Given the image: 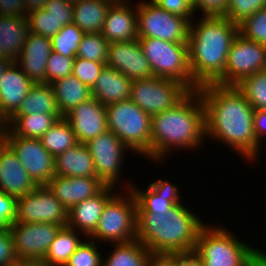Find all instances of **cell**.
Returning <instances> with one entry per match:
<instances>
[{
	"label": "cell",
	"instance_id": "cell-55",
	"mask_svg": "<svg viewBox=\"0 0 266 266\" xmlns=\"http://www.w3.org/2000/svg\"><path fill=\"white\" fill-rule=\"evenodd\" d=\"M12 61L8 58H0V79L2 77V74L4 70L7 68V66L11 63Z\"/></svg>",
	"mask_w": 266,
	"mask_h": 266
},
{
	"label": "cell",
	"instance_id": "cell-47",
	"mask_svg": "<svg viewBox=\"0 0 266 266\" xmlns=\"http://www.w3.org/2000/svg\"><path fill=\"white\" fill-rule=\"evenodd\" d=\"M193 14L201 11L202 16L223 15L228 0H190Z\"/></svg>",
	"mask_w": 266,
	"mask_h": 266
},
{
	"label": "cell",
	"instance_id": "cell-29",
	"mask_svg": "<svg viewBox=\"0 0 266 266\" xmlns=\"http://www.w3.org/2000/svg\"><path fill=\"white\" fill-rule=\"evenodd\" d=\"M105 0H81L73 4V23L84 33H101L109 7Z\"/></svg>",
	"mask_w": 266,
	"mask_h": 266
},
{
	"label": "cell",
	"instance_id": "cell-23",
	"mask_svg": "<svg viewBox=\"0 0 266 266\" xmlns=\"http://www.w3.org/2000/svg\"><path fill=\"white\" fill-rule=\"evenodd\" d=\"M115 186L107 185L99 194L74 205L68 210L67 227L82 232L87 238L95 231L103 208L115 193ZM113 190V191H112Z\"/></svg>",
	"mask_w": 266,
	"mask_h": 266
},
{
	"label": "cell",
	"instance_id": "cell-18",
	"mask_svg": "<svg viewBox=\"0 0 266 266\" xmlns=\"http://www.w3.org/2000/svg\"><path fill=\"white\" fill-rule=\"evenodd\" d=\"M131 185V183H126L124 189L131 188L133 191L137 203V212L157 216L167 214L181 200L178 187L168 180L157 179L149 183L146 190H139L141 188L136 187V184Z\"/></svg>",
	"mask_w": 266,
	"mask_h": 266
},
{
	"label": "cell",
	"instance_id": "cell-24",
	"mask_svg": "<svg viewBox=\"0 0 266 266\" xmlns=\"http://www.w3.org/2000/svg\"><path fill=\"white\" fill-rule=\"evenodd\" d=\"M101 33L109 43L138 39L137 4L111 5Z\"/></svg>",
	"mask_w": 266,
	"mask_h": 266
},
{
	"label": "cell",
	"instance_id": "cell-4",
	"mask_svg": "<svg viewBox=\"0 0 266 266\" xmlns=\"http://www.w3.org/2000/svg\"><path fill=\"white\" fill-rule=\"evenodd\" d=\"M182 202L163 215L137 212L136 239L152 255L192 256L198 233L205 223Z\"/></svg>",
	"mask_w": 266,
	"mask_h": 266
},
{
	"label": "cell",
	"instance_id": "cell-14",
	"mask_svg": "<svg viewBox=\"0 0 266 266\" xmlns=\"http://www.w3.org/2000/svg\"><path fill=\"white\" fill-rule=\"evenodd\" d=\"M67 214L68 210L47 186H38L34 191L16 199L15 222L66 226Z\"/></svg>",
	"mask_w": 266,
	"mask_h": 266
},
{
	"label": "cell",
	"instance_id": "cell-49",
	"mask_svg": "<svg viewBox=\"0 0 266 266\" xmlns=\"http://www.w3.org/2000/svg\"><path fill=\"white\" fill-rule=\"evenodd\" d=\"M25 0H0V16L27 17Z\"/></svg>",
	"mask_w": 266,
	"mask_h": 266
},
{
	"label": "cell",
	"instance_id": "cell-42",
	"mask_svg": "<svg viewBox=\"0 0 266 266\" xmlns=\"http://www.w3.org/2000/svg\"><path fill=\"white\" fill-rule=\"evenodd\" d=\"M74 59L52 51L46 65V84L72 75Z\"/></svg>",
	"mask_w": 266,
	"mask_h": 266
},
{
	"label": "cell",
	"instance_id": "cell-20",
	"mask_svg": "<svg viewBox=\"0 0 266 266\" xmlns=\"http://www.w3.org/2000/svg\"><path fill=\"white\" fill-rule=\"evenodd\" d=\"M69 210L85 199L99 194L107 185L98 177H64L55 175L46 185Z\"/></svg>",
	"mask_w": 266,
	"mask_h": 266
},
{
	"label": "cell",
	"instance_id": "cell-33",
	"mask_svg": "<svg viewBox=\"0 0 266 266\" xmlns=\"http://www.w3.org/2000/svg\"><path fill=\"white\" fill-rule=\"evenodd\" d=\"M113 250L103 258L102 266H145L152 253L137 239L112 243ZM106 259V260H105Z\"/></svg>",
	"mask_w": 266,
	"mask_h": 266
},
{
	"label": "cell",
	"instance_id": "cell-3",
	"mask_svg": "<svg viewBox=\"0 0 266 266\" xmlns=\"http://www.w3.org/2000/svg\"><path fill=\"white\" fill-rule=\"evenodd\" d=\"M200 17L198 23L191 21L188 38L193 91L224 75L227 54L239 34V25L222 15Z\"/></svg>",
	"mask_w": 266,
	"mask_h": 266
},
{
	"label": "cell",
	"instance_id": "cell-17",
	"mask_svg": "<svg viewBox=\"0 0 266 266\" xmlns=\"http://www.w3.org/2000/svg\"><path fill=\"white\" fill-rule=\"evenodd\" d=\"M106 66L119 71L132 81L153 76L138 39L109 43Z\"/></svg>",
	"mask_w": 266,
	"mask_h": 266
},
{
	"label": "cell",
	"instance_id": "cell-32",
	"mask_svg": "<svg viewBox=\"0 0 266 266\" xmlns=\"http://www.w3.org/2000/svg\"><path fill=\"white\" fill-rule=\"evenodd\" d=\"M61 114L50 84H34L14 115Z\"/></svg>",
	"mask_w": 266,
	"mask_h": 266
},
{
	"label": "cell",
	"instance_id": "cell-48",
	"mask_svg": "<svg viewBox=\"0 0 266 266\" xmlns=\"http://www.w3.org/2000/svg\"><path fill=\"white\" fill-rule=\"evenodd\" d=\"M157 5L162 9H165L168 12L173 14L183 16L190 21L193 20L191 1L190 0H153Z\"/></svg>",
	"mask_w": 266,
	"mask_h": 266
},
{
	"label": "cell",
	"instance_id": "cell-7",
	"mask_svg": "<svg viewBox=\"0 0 266 266\" xmlns=\"http://www.w3.org/2000/svg\"><path fill=\"white\" fill-rule=\"evenodd\" d=\"M125 192L123 195L114 193L108 199L95 231L87 239L111 242V244L136 239V198L131 188Z\"/></svg>",
	"mask_w": 266,
	"mask_h": 266
},
{
	"label": "cell",
	"instance_id": "cell-5",
	"mask_svg": "<svg viewBox=\"0 0 266 266\" xmlns=\"http://www.w3.org/2000/svg\"><path fill=\"white\" fill-rule=\"evenodd\" d=\"M223 227L204 225L191 257L199 266H250L259 249L238 240Z\"/></svg>",
	"mask_w": 266,
	"mask_h": 266
},
{
	"label": "cell",
	"instance_id": "cell-50",
	"mask_svg": "<svg viewBox=\"0 0 266 266\" xmlns=\"http://www.w3.org/2000/svg\"><path fill=\"white\" fill-rule=\"evenodd\" d=\"M254 132L258 141L259 153L262 148V139L264 138V135L266 137V110H258L254 112Z\"/></svg>",
	"mask_w": 266,
	"mask_h": 266
},
{
	"label": "cell",
	"instance_id": "cell-35",
	"mask_svg": "<svg viewBox=\"0 0 266 266\" xmlns=\"http://www.w3.org/2000/svg\"><path fill=\"white\" fill-rule=\"evenodd\" d=\"M235 86L255 111L266 110V70L244 77Z\"/></svg>",
	"mask_w": 266,
	"mask_h": 266
},
{
	"label": "cell",
	"instance_id": "cell-26",
	"mask_svg": "<svg viewBox=\"0 0 266 266\" xmlns=\"http://www.w3.org/2000/svg\"><path fill=\"white\" fill-rule=\"evenodd\" d=\"M55 175L64 177H97L95 163L85 144L78 143L55 157Z\"/></svg>",
	"mask_w": 266,
	"mask_h": 266
},
{
	"label": "cell",
	"instance_id": "cell-53",
	"mask_svg": "<svg viewBox=\"0 0 266 266\" xmlns=\"http://www.w3.org/2000/svg\"><path fill=\"white\" fill-rule=\"evenodd\" d=\"M252 263L255 266H266V252L264 253V251L259 250L255 254Z\"/></svg>",
	"mask_w": 266,
	"mask_h": 266
},
{
	"label": "cell",
	"instance_id": "cell-38",
	"mask_svg": "<svg viewBox=\"0 0 266 266\" xmlns=\"http://www.w3.org/2000/svg\"><path fill=\"white\" fill-rule=\"evenodd\" d=\"M239 34L247 40L266 46V8L258 10L241 22Z\"/></svg>",
	"mask_w": 266,
	"mask_h": 266
},
{
	"label": "cell",
	"instance_id": "cell-34",
	"mask_svg": "<svg viewBox=\"0 0 266 266\" xmlns=\"http://www.w3.org/2000/svg\"><path fill=\"white\" fill-rule=\"evenodd\" d=\"M40 141L54 158L78 144L70 123L64 117L57 120Z\"/></svg>",
	"mask_w": 266,
	"mask_h": 266
},
{
	"label": "cell",
	"instance_id": "cell-39",
	"mask_svg": "<svg viewBox=\"0 0 266 266\" xmlns=\"http://www.w3.org/2000/svg\"><path fill=\"white\" fill-rule=\"evenodd\" d=\"M27 20L30 32L50 39L62 28L59 22L44 8L29 12Z\"/></svg>",
	"mask_w": 266,
	"mask_h": 266
},
{
	"label": "cell",
	"instance_id": "cell-1",
	"mask_svg": "<svg viewBox=\"0 0 266 266\" xmlns=\"http://www.w3.org/2000/svg\"><path fill=\"white\" fill-rule=\"evenodd\" d=\"M205 108L206 138L235 149L247 161L257 160L255 109L235 85L209 83L198 88Z\"/></svg>",
	"mask_w": 266,
	"mask_h": 266
},
{
	"label": "cell",
	"instance_id": "cell-56",
	"mask_svg": "<svg viewBox=\"0 0 266 266\" xmlns=\"http://www.w3.org/2000/svg\"><path fill=\"white\" fill-rule=\"evenodd\" d=\"M105 1L109 2L112 5H115V4L120 5V4H129L130 3L129 0H105Z\"/></svg>",
	"mask_w": 266,
	"mask_h": 266
},
{
	"label": "cell",
	"instance_id": "cell-22",
	"mask_svg": "<svg viewBox=\"0 0 266 266\" xmlns=\"http://www.w3.org/2000/svg\"><path fill=\"white\" fill-rule=\"evenodd\" d=\"M51 52L50 38L29 31L22 53L14 62L34 84H46V65Z\"/></svg>",
	"mask_w": 266,
	"mask_h": 266
},
{
	"label": "cell",
	"instance_id": "cell-13",
	"mask_svg": "<svg viewBox=\"0 0 266 266\" xmlns=\"http://www.w3.org/2000/svg\"><path fill=\"white\" fill-rule=\"evenodd\" d=\"M263 70H266V46L238 34L227 54L224 75L216 84L236 85L244 77Z\"/></svg>",
	"mask_w": 266,
	"mask_h": 266
},
{
	"label": "cell",
	"instance_id": "cell-44",
	"mask_svg": "<svg viewBox=\"0 0 266 266\" xmlns=\"http://www.w3.org/2000/svg\"><path fill=\"white\" fill-rule=\"evenodd\" d=\"M44 9L48 11L60 26H65L73 22V3L68 0H48Z\"/></svg>",
	"mask_w": 266,
	"mask_h": 266
},
{
	"label": "cell",
	"instance_id": "cell-60",
	"mask_svg": "<svg viewBox=\"0 0 266 266\" xmlns=\"http://www.w3.org/2000/svg\"><path fill=\"white\" fill-rule=\"evenodd\" d=\"M70 3H76V2H79V1H81V0H68Z\"/></svg>",
	"mask_w": 266,
	"mask_h": 266
},
{
	"label": "cell",
	"instance_id": "cell-51",
	"mask_svg": "<svg viewBox=\"0 0 266 266\" xmlns=\"http://www.w3.org/2000/svg\"><path fill=\"white\" fill-rule=\"evenodd\" d=\"M182 258L178 255H151L145 266H176Z\"/></svg>",
	"mask_w": 266,
	"mask_h": 266
},
{
	"label": "cell",
	"instance_id": "cell-6",
	"mask_svg": "<svg viewBox=\"0 0 266 266\" xmlns=\"http://www.w3.org/2000/svg\"><path fill=\"white\" fill-rule=\"evenodd\" d=\"M107 129L137 155L151 159V116L127 99L106 106Z\"/></svg>",
	"mask_w": 266,
	"mask_h": 266
},
{
	"label": "cell",
	"instance_id": "cell-25",
	"mask_svg": "<svg viewBox=\"0 0 266 266\" xmlns=\"http://www.w3.org/2000/svg\"><path fill=\"white\" fill-rule=\"evenodd\" d=\"M131 85V79L105 65L91 88L92 96L102 105L108 106L129 99Z\"/></svg>",
	"mask_w": 266,
	"mask_h": 266
},
{
	"label": "cell",
	"instance_id": "cell-9",
	"mask_svg": "<svg viewBox=\"0 0 266 266\" xmlns=\"http://www.w3.org/2000/svg\"><path fill=\"white\" fill-rule=\"evenodd\" d=\"M149 1L137 4L138 37L188 43L191 21L162 9L153 0Z\"/></svg>",
	"mask_w": 266,
	"mask_h": 266
},
{
	"label": "cell",
	"instance_id": "cell-54",
	"mask_svg": "<svg viewBox=\"0 0 266 266\" xmlns=\"http://www.w3.org/2000/svg\"><path fill=\"white\" fill-rule=\"evenodd\" d=\"M176 266H199V265L191 256H185L176 264Z\"/></svg>",
	"mask_w": 266,
	"mask_h": 266
},
{
	"label": "cell",
	"instance_id": "cell-45",
	"mask_svg": "<svg viewBox=\"0 0 266 266\" xmlns=\"http://www.w3.org/2000/svg\"><path fill=\"white\" fill-rule=\"evenodd\" d=\"M20 263L14 252L9 228L0 230V266H17Z\"/></svg>",
	"mask_w": 266,
	"mask_h": 266
},
{
	"label": "cell",
	"instance_id": "cell-10",
	"mask_svg": "<svg viewBox=\"0 0 266 266\" xmlns=\"http://www.w3.org/2000/svg\"><path fill=\"white\" fill-rule=\"evenodd\" d=\"M189 92L179 81L152 76L133 80L129 99L152 117L174 107Z\"/></svg>",
	"mask_w": 266,
	"mask_h": 266
},
{
	"label": "cell",
	"instance_id": "cell-40",
	"mask_svg": "<svg viewBox=\"0 0 266 266\" xmlns=\"http://www.w3.org/2000/svg\"><path fill=\"white\" fill-rule=\"evenodd\" d=\"M266 8V0H228L222 16L235 24H240L258 10Z\"/></svg>",
	"mask_w": 266,
	"mask_h": 266
},
{
	"label": "cell",
	"instance_id": "cell-15",
	"mask_svg": "<svg viewBox=\"0 0 266 266\" xmlns=\"http://www.w3.org/2000/svg\"><path fill=\"white\" fill-rule=\"evenodd\" d=\"M95 163V172L106 185H118L128 147L110 130L85 143ZM127 149V150H126ZM118 179V180H117Z\"/></svg>",
	"mask_w": 266,
	"mask_h": 266
},
{
	"label": "cell",
	"instance_id": "cell-41",
	"mask_svg": "<svg viewBox=\"0 0 266 266\" xmlns=\"http://www.w3.org/2000/svg\"><path fill=\"white\" fill-rule=\"evenodd\" d=\"M96 241H83L77 250L70 256L65 266H102L103 256Z\"/></svg>",
	"mask_w": 266,
	"mask_h": 266
},
{
	"label": "cell",
	"instance_id": "cell-52",
	"mask_svg": "<svg viewBox=\"0 0 266 266\" xmlns=\"http://www.w3.org/2000/svg\"><path fill=\"white\" fill-rule=\"evenodd\" d=\"M48 0H25V9L29 13L37 9H43Z\"/></svg>",
	"mask_w": 266,
	"mask_h": 266
},
{
	"label": "cell",
	"instance_id": "cell-31",
	"mask_svg": "<svg viewBox=\"0 0 266 266\" xmlns=\"http://www.w3.org/2000/svg\"><path fill=\"white\" fill-rule=\"evenodd\" d=\"M80 233L67 226L62 227L50 244L48 252L40 264L45 266H65L70 256L83 242L79 237Z\"/></svg>",
	"mask_w": 266,
	"mask_h": 266
},
{
	"label": "cell",
	"instance_id": "cell-12",
	"mask_svg": "<svg viewBox=\"0 0 266 266\" xmlns=\"http://www.w3.org/2000/svg\"><path fill=\"white\" fill-rule=\"evenodd\" d=\"M62 227L52 223L14 222L9 230L18 260L21 263H40Z\"/></svg>",
	"mask_w": 266,
	"mask_h": 266
},
{
	"label": "cell",
	"instance_id": "cell-46",
	"mask_svg": "<svg viewBox=\"0 0 266 266\" xmlns=\"http://www.w3.org/2000/svg\"><path fill=\"white\" fill-rule=\"evenodd\" d=\"M16 220V198L0 191V230L8 229Z\"/></svg>",
	"mask_w": 266,
	"mask_h": 266
},
{
	"label": "cell",
	"instance_id": "cell-8",
	"mask_svg": "<svg viewBox=\"0 0 266 266\" xmlns=\"http://www.w3.org/2000/svg\"><path fill=\"white\" fill-rule=\"evenodd\" d=\"M138 40L153 76L179 81L193 91L188 43H175L149 37H138Z\"/></svg>",
	"mask_w": 266,
	"mask_h": 266
},
{
	"label": "cell",
	"instance_id": "cell-59",
	"mask_svg": "<svg viewBox=\"0 0 266 266\" xmlns=\"http://www.w3.org/2000/svg\"><path fill=\"white\" fill-rule=\"evenodd\" d=\"M4 128V126L0 123V140L2 139V129Z\"/></svg>",
	"mask_w": 266,
	"mask_h": 266
},
{
	"label": "cell",
	"instance_id": "cell-37",
	"mask_svg": "<svg viewBox=\"0 0 266 266\" xmlns=\"http://www.w3.org/2000/svg\"><path fill=\"white\" fill-rule=\"evenodd\" d=\"M109 42L103 37L102 33H85L78 48L76 57L107 63Z\"/></svg>",
	"mask_w": 266,
	"mask_h": 266
},
{
	"label": "cell",
	"instance_id": "cell-2",
	"mask_svg": "<svg viewBox=\"0 0 266 266\" xmlns=\"http://www.w3.org/2000/svg\"><path fill=\"white\" fill-rule=\"evenodd\" d=\"M205 138V108L197 89L151 117V161L163 162L173 149H198Z\"/></svg>",
	"mask_w": 266,
	"mask_h": 266
},
{
	"label": "cell",
	"instance_id": "cell-58",
	"mask_svg": "<svg viewBox=\"0 0 266 266\" xmlns=\"http://www.w3.org/2000/svg\"><path fill=\"white\" fill-rule=\"evenodd\" d=\"M0 58H6L0 45Z\"/></svg>",
	"mask_w": 266,
	"mask_h": 266
},
{
	"label": "cell",
	"instance_id": "cell-16",
	"mask_svg": "<svg viewBox=\"0 0 266 266\" xmlns=\"http://www.w3.org/2000/svg\"><path fill=\"white\" fill-rule=\"evenodd\" d=\"M64 118L70 123L78 143L85 144L108 130L106 106L93 97L76 105Z\"/></svg>",
	"mask_w": 266,
	"mask_h": 266
},
{
	"label": "cell",
	"instance_id": "cell-36",
	"mask_svg": "<svg viewBox=\"0 0 266 266\" xmlns=\"http://www.w3.org/2000/svg\"><path fill=\"white\" fill-rule=\"evenodd\" d=\"M84 35L75 23L67 24L51 38L52 51L66 57H76Z\"/></svg>",
	"mask_w": 266,
	"mask_h": 266
},
{
	"label": "cell",
	"instance_id": "cell-27",
	"mask_svg": "<svg viewBox=\"0 0 266 266\" xmlns=\"http://www.w3.org/2000/svg\"><path fill=\"white\" fill-rule=\"evenodd\" d=\"M28 33L27 17L0 16V45L6 58L14 62L20 56Z\"/></svg>",
	"mask_w": 266,
	"mask_h": 266
},
{
	"label": "cell",
	"instance_id": "cell-61",
	"mask_svg": "<svg viewBox=\"0 0 266 266\" xmlns=\"http://www.w3.org/2000/svg\"><path fill=\"white\" fill-rule=\"evenodd\" d=\"M0 123H1L3 126H5V123L1 120V118H0Z\"/></svg>",
	"mask_w": 266,
	"mask_h": 266
},
{
	"label": "cell",
	"instance_id": "cell-57",
	"mask_svg": "<svg viewBox=\"0 0 266 266\" xmlns=\"http://www.w3.org/2000/svg\"><path fill=\"white\" fill-rule=\"evenodd\" d=\"M22 266H45L40 263H22Z\"/></svg>",
	"mask_w": 266,
	"mask_h": 266
},
{
	"label": "cell",
	"instance_id": "cell-30",
	"mask_svg": "<svg viewBox=\"0 0 266 266\" xmlns=\"http://www.w3.org/2000/svg\"><path fill=\"white\" fill-rule=\"evenodd\" d=\"M62 114L33 113L31 115H13L6 123L14 135L24 138L40 139Z\"/></svg>",
	"mask_w": 266,
	"mask_h": 266
},
{
	"label": "cell",
	"instance_id": "cell-19",
	"mask_svg": "<svg viewBox=\"0 0 266 266\" xmlns=\"http://www.w3.org/2000/svg\"><path fill=\"white\" fill-rule=\"evenodd\" d=\"M38 186L30 178L11 147L0 140V191L16 199L34 191Z\"/></svg>",
	"mask_w": 266,
	"mask_h": 266
},
{
	"label": "cell",
	"instance_id": "cell-11",
	"mask_svg": "<svg viewBox=\"0 0 266 266\" xmlns=\"http://www.w3.org/2000/svg\"><path fill=\"white\" fill-rule=\"evenodd\" d=\"M2 139L15 152L37 186H46L55 176V158L43 147L40 139L14 135L5 126L2 129Z\"/></svg>",
	"mask_w": 266,
	"mask_h": 266
},
{
	"label": "cell",
	"instance_id": "cell-28",
	"mask_svg": "<svg viewBox=\"0 0 266 266\" xmlns=\"http://www.w3.org/2000/svg\"><path fill=\"white\" fill-rule=\"evenodd\" d=\"M50 85L63 116L76 105L90 100L93 97L91 88L83 84L74 75L63 77L52 82Z\"/></svg>",
	"mask_w": 266,
	"mask_h": 266
},
{
	"label": "cell",
	"instance_id": "cell-43",
	"mask_svg": "<svg viewBox=\"0 0 266 266\" xmlns=\"http://www.w3.org/2000/svg\"><path fill=\"white\" fill-rule=\"evenodd\" d=\"M104 66V63L75 57L72 75L77 77L83 84L92 88Z\"/></svg>",
	"mask_w": 266,
	"mask_h": 266
},
{
	"label": "cell",
	"instance_id": "cell-21",
	"mask_svg": "<svg viewBox=\"0 0 266 266\" xmlns=\"http://www.w3.org/2000/svg\"><path fill=\"white\" fill-rule=\"evenodd\" d=\"M33 86L34 83L15 62L7 66L0 79V118L4 123L18 111Z\"/></svg>",
	"mask_w": 266,
	"mask_h": 266
}]
</instances>
